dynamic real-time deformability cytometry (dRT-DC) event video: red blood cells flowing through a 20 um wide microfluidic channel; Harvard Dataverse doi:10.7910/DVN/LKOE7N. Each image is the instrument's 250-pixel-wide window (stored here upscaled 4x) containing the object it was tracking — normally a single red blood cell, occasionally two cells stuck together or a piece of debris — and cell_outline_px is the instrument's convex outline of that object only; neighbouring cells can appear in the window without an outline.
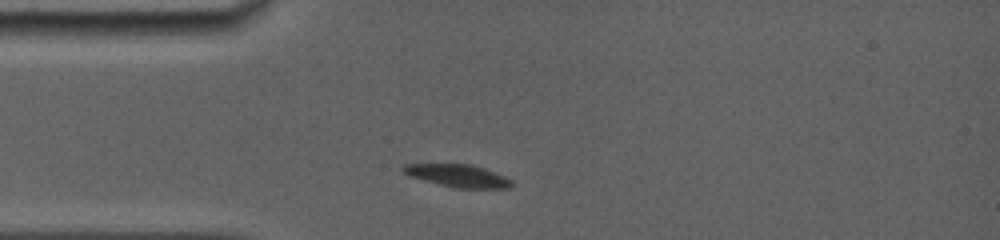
{"species": "common noctule bat (a hibernating species)", "species_latin": "Nyctalus noctula", "temperature_condition": "room temperature", "stored_images_in_passage": 4, "camera_frame_rate_fps": 5000, "um_per_image_px": 0.085, "animal": {"sex": "female", "body_mass_g": 19.0, "forearm_length_mm": 56.7}, "frame": {"image": 1, "passage_image": 1, "time_ms": 0.0, "image_size_px": [1000, 240], "cell_outline_px": [[516, 184], [512, 188], [456, 188], [408, 176], [400, 168], [404, 164], [472, 164], [484, 168], [504, 176], [512, 180]], "centroid_in_image_um": [38.95, 14.94], "position_along_channel_um": 46.0, "area_um2": 14.33}}
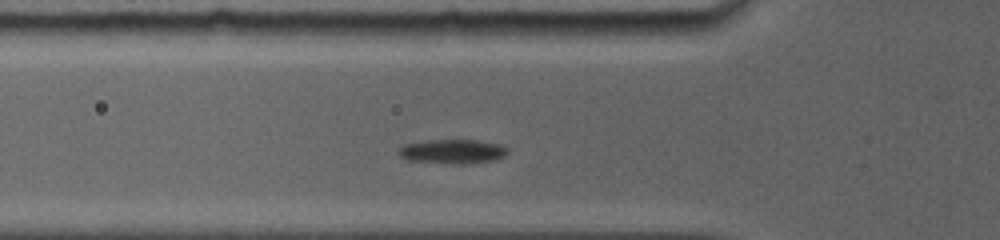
{"frame": {"image": 2, "passage_image": 3, "time_ms": 1.4, "image_size_px": [1000, 240], "cell_outline_px": [[508, 152], [504, 156], [496, 160], [468, 164], [452, 164], [408, 160], [400, 156], [396, 152], [404, 144], [424, 140], [480, 140], [500, 144], [508, 148]], "centroid_in_image_um": [38.48, 12.87], "position_along_channel_um": 87.3, "area_um2": 15.72}}